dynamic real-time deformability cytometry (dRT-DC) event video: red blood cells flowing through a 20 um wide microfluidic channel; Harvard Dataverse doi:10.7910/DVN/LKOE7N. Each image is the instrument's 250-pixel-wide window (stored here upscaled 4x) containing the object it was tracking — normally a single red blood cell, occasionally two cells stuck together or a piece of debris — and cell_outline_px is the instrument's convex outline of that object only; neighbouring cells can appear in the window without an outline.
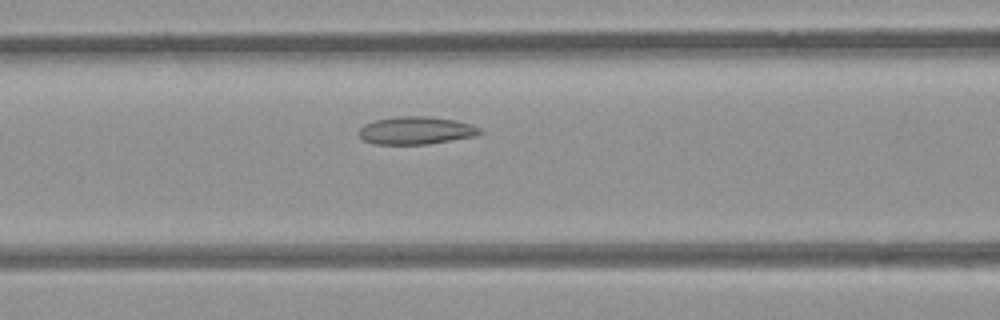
{"species": "common noctule bat (a hibernating species)", "species_latin": "Nyctalus noctula", "temperature_condition": "room temperature", "stored_images_in_passage": 35, "camera_frame_rate_fps": 3000, "um_per_image_px": 0.085, "animal": {"sex": "female", "body_mass_g": 21.9}, "frame": {"image": 1, "passage_image": 9, "time_ms": 2.667, "image_size_px": [1000, 320], "cell_outline_px": [[484, 132], [476, 136], [428, 144], [376, 144], [364, 140], [360, 136], [360, 128], [364, 124], [376, 120], [396, 116], [428, 116], [456, 120], [472, 124], [480, 128]], "centroid_in_image_um": [35.41, 11.08], "position_along_channel_um": 131.2, "area_um2": 19.59}}
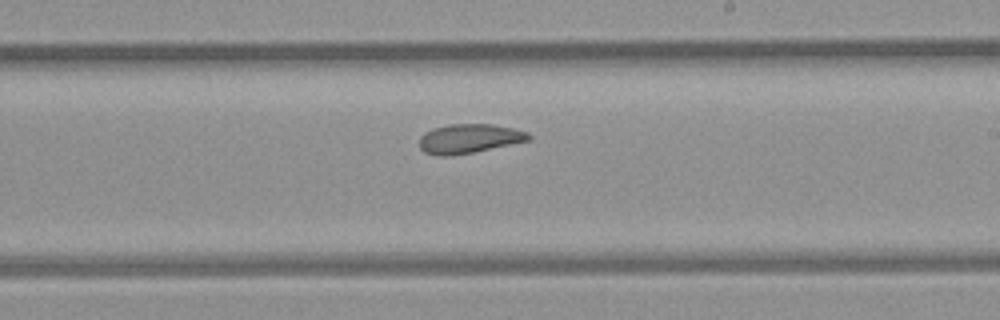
{"frame": {"image": 2, "passage_image": 18, "time_ms": 5.667, "image_size_px": [1000, 320], "cell_outline_px": [[532, 140], [472, 152], [448, 156], [440, 156], [424, 152], [420, 148], [420, 136], [424, 132], [432, 128], [448, 124], [492, 124], [512, 128], [528, 132], [532, 136]], "centroid_in_image_um": [39.88, 11.77], "position_along_channel_um": 249.1, "area_um2": 18.67}}
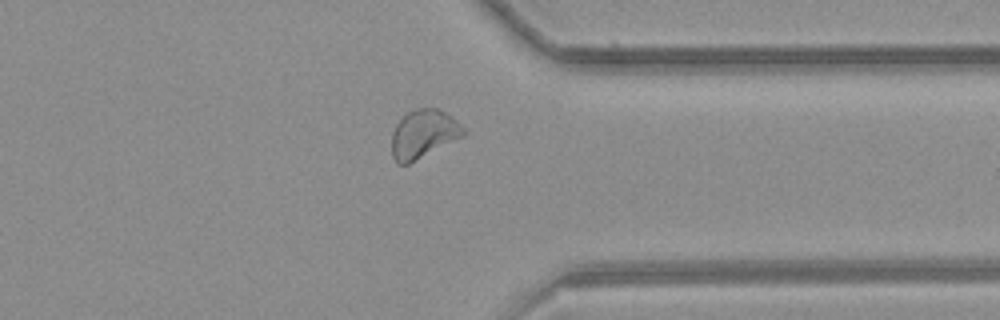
{"frame": {"image": 3, "passage_image": 28, "time_ms": 9.0, "image_size_px": [1000, 320], "cell_outline_px": [[464, 136], [408, 164], [396, 164], [392, 156], [392, 132], [396, 124], [408, 112], [416, 108], [440, 108], [452, 116], [464, 128]], "centroid_in_image_um": [35.99, 11.38], "position_along_channel_um": 375.4, "area_um2": 20.23}, "authors_computed_cell_mechanics": {"area_um2": 19.5364, "velocity_mm_per_s": 3.9268, "shape_relaxation_time_tau1_ms": null, "shape_relaxation_time_tau2_ms": 3.5711, "deformation_change_tau1": null, "deformation_change_tau2": 0.0731}}